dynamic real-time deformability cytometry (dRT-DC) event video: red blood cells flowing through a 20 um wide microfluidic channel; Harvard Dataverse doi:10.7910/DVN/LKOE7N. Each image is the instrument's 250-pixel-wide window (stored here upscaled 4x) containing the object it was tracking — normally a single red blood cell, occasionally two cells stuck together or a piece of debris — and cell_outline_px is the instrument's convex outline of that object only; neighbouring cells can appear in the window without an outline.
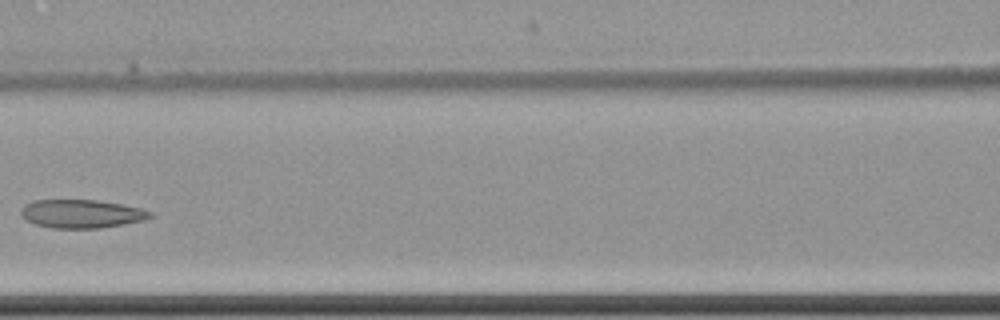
{"species": "common noctule bat (a hibernating species)", "species_latin": "Nyctalus noctula", "temperature_condition": "cold", "stored_images_in_passage": 8, "camera_frame_rate_fps": 3000, "um_per_image_px": 0.085, "animal": {"sex": "female", "body_mass_g": 22.7, "forearm_length_mm": 54.2}, "frame": {"image": 1, "passage_image": 6, "time_ms": 6.333, "image_size_px": [1000, 320], "cell_outline_px": [[152, 216], [144, 220], [124, 224], [100, 228], [52, 228], [36, 224], [28, 220], [20, 212], [20, 208], [24, 204], [32, 200], [96, 200], [120, 204], [140, 208], [152, 212]], "centroid_in_image_um": [6.91, 18.17], "position_along_channel_um": 159.7, "area_um2": 21.27}}
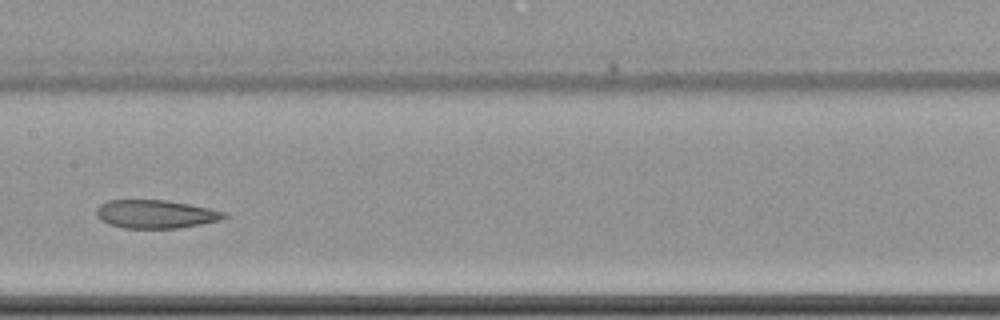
{"frame": {"image": 2, "passage_image": 7, "time_ms": 7.333, "image_size_px": [1000, 320], "cell_outline_px": [[228, 216], [220, 220], [180, 228], [124, 228], [108, 224], [96, 216], [96, 208], [100, 204], [108, 200], [164, 200], [188, 204], [208, 208], [224, 212]], "centroid_in_image_um": [13.19, 18.2], "position_along_channel_um": 194.2, "area_um2": 20.98}}
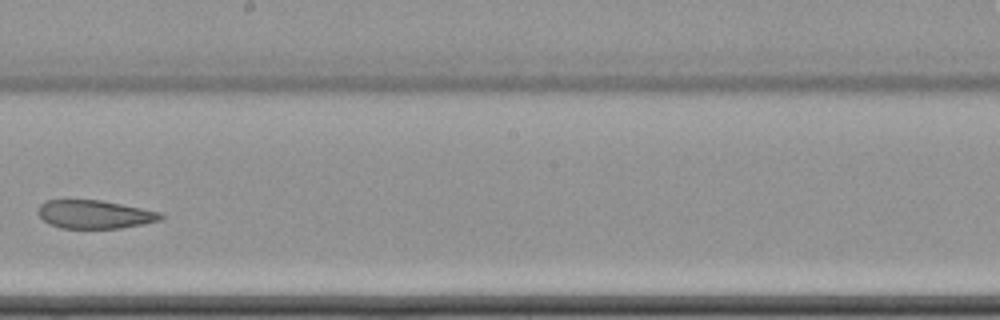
{"frame": {"image": 3, "passage_image": 8, "time_ms": 8.667, "image_size_px": [1000, 320], "cell_outline_px": [[164, 216], [160, 220], [120, 228], [60, 228], [48, 224], [36, 212], [40, 204], [44, 200], [100, 200], [160, 212]], "centroid_in_image_um": [7.98, 18.22], "position_along_channel_um": 240.2, "area_um2": 20.11}}